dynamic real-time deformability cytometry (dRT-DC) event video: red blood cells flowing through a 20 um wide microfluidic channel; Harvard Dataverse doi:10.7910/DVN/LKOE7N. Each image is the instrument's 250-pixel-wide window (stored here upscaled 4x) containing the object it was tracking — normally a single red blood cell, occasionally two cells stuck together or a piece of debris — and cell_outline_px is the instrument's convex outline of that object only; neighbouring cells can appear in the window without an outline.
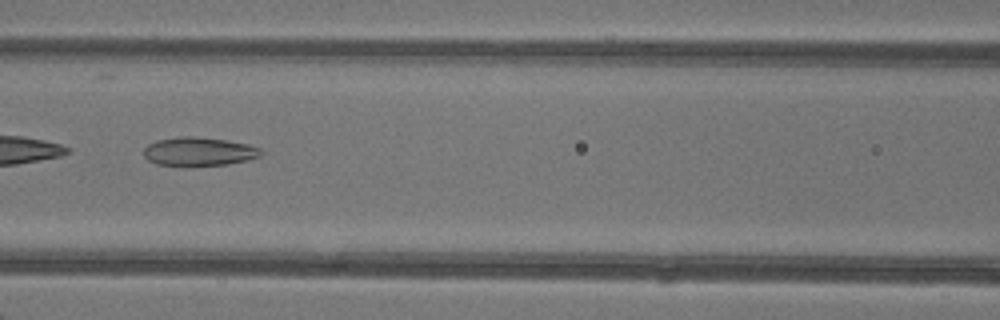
{"species": "common noctule bat (a hibernating species)", "species_latin": "Nyctalus noctula", "temperature_condition": "warm", "stored_images_in_passage": 6, "camera_frame_rate_fps": 3000, "um_per_image_px": 0.085, "animal": {"sex": "female"}, "frame": {"image": 1, "passage_image": 6, "time_ms": 5.667, "image_size_px": [1000, 320], "cell_outline_px": [[264, 152], [260, 156], [228, 164], [156, 164], [148, 160], [144, 156], [144, 148], [148, 144], [156, 140], [176, 136], [196, 136], [228, 140], [248, 144], [260, 148]], "centroid_in_image_um": [16.9, 12.84], "position_along_channel_um": 149.7, "area_um2": 19.25}}